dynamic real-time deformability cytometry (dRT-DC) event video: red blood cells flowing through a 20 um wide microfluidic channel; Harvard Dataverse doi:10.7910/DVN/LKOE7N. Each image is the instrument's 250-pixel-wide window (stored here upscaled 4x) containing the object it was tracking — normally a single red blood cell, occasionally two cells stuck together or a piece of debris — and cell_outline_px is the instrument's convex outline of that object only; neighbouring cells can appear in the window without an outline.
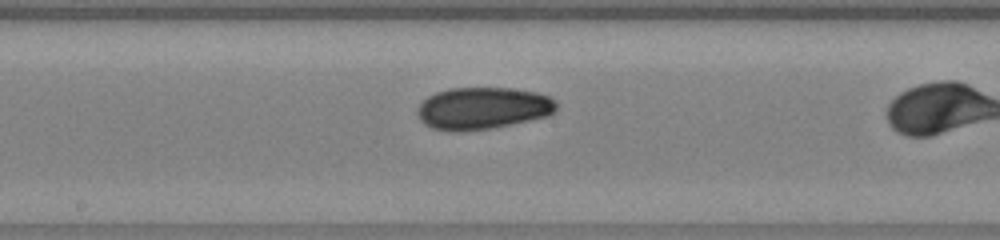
{"species": "human", "species_latin": "Homo sapiens", "temperature_condition": "warm", "stored_images_in_passage": 29, "camera_frame_rate_fps": 3000, "um_per_image_px": 0.085, "donor": {"sex": "male"}, "frame": {"image": 1, "passage_image": 18, "time_ms": 5.667, "image_size_px": [1000, 240], "cell_outline_px": [[556, 112], [548, 116], [492, 128], [460, 132], [456, 132], [432, 128], [424, 124], [420, 120], [416, 112], [420, 104], [428, 96], [436, 92], [452, 88], [508, 88], [536, 92], [548, 96], [556, 100]], "centroid_in_image_um": [41.03, 9.21], "position_along_channel_um": 207.2, "area_um2": 34.16}}
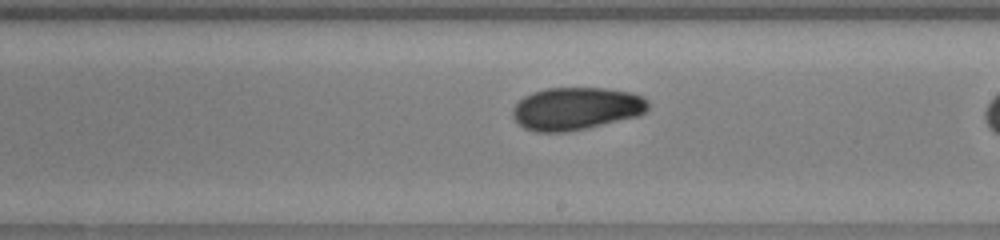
{"frame": {"image": 2, "passage_image": 20, "time_ms": 6.333, "image_size_px": [1000, 240], "cell_outline_px": [[648, 108], [644, 112], [636, 116], [588, 128], [564, 132], [536, 132], [524, 128], [512, 116], [512, 108], [524, 96], [532, 92], [548, 88], [604, 88], [628, 92], [644, 96], [648, 100]], "centroid_in_image_um": [48.95, 9.23], "position_along_channel_um": 240.0, "area_um2": 33.58}}